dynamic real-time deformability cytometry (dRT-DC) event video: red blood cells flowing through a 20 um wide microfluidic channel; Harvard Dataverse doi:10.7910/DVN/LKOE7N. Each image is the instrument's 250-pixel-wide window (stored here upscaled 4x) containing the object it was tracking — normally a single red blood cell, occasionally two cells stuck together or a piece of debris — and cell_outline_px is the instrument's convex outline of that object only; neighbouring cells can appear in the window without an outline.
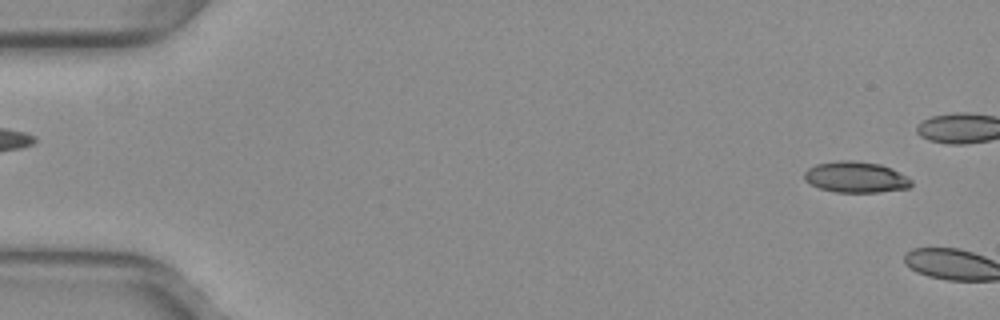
{"species": "common noctule bat (a hibernating species)", "species_latin": "Nyctalus noctula", "temperature_condition": "warm", "stored_images_in_passage": 4, "camera_frame_rate_fps": 3000, "um_per_image_px": 0.085, "animal": {"sex": "female", "body_mass_g": 29.2, "forearm_length_mm": 56.3}, "frame": {"image": 1, "passage_image": 2, "time_ms": 0.333, "image_size_px": [1000, 320], "cell_outline_px": [[912, 184], [908, 188], [880, 192], [836, 192], [820, 188], [804, 180], [804, 172], [808, 168], [816, 164], [840, 160], [852, 160], [880, 164], [892, 168], [912, 180]], "centroid_in_image_um": [72.74, 15.05], "position_along_channel_um": 12.3, "area_um2": 19.31}}